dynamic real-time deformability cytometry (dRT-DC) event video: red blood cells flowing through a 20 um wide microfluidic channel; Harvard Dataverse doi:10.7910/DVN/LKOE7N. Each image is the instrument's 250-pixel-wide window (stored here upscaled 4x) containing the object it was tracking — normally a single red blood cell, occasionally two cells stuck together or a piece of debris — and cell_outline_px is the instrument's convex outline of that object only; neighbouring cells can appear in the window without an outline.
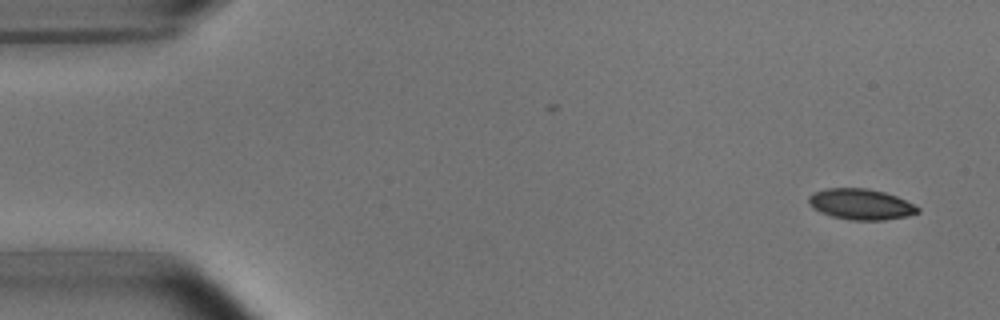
{"species": "common noctule bat (a hibernating species)", "species_latin": "Nyctalus noctula", "temperature_condition": "room temperature", "stored_images_in_passage": 2, "camera_frame_rate_fps": 3000, "um_per_image_px": 0.085, "animal": {"sex": "male", "body_mass_g": 15.6}, "frame": {"image": 1, "passage_image": 2, "time_ms": 2.0, "image_size_px": [1000, 320], "cell_outline_px": [[920, 212], [908, 216], [884, 220], [848, 220], [832, 216], [820, 212], [812, 208], [808, 204], [808, 196], [812, 192], [824, 188], [868, 188], [884, 192], [896, 196], [920, 208]], "centroid_in_image_um": [73.12, 17.36], "position_along_channel_um": 11.9, "area_um2": 19.77}}